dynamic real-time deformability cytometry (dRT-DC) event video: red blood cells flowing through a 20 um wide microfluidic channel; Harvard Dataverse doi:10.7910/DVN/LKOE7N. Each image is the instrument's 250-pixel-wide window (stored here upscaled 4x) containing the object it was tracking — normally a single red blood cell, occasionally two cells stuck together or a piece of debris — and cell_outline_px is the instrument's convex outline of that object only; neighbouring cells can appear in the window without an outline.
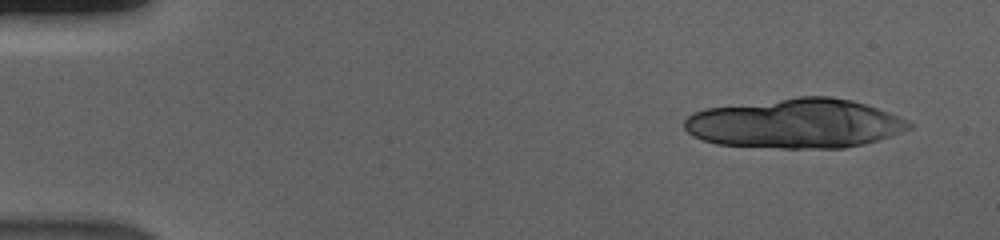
{"species": "human", "species_latin": "Homo sapiens", "temperature_condition": "cold", "stored_images_in_passage": 39, "segment_of_instrument_passage": [1, 2], "camera_frame_rate_fps": 3000, "um_per_image_px": 0.085, "donor": {"sex": "male"}, "frame": {"image": 1, "passage_image": 1, "time_ms": 0.0, "image_size_px": [1000, 240], "cell_outline_px": [[916, 124], [912, 128], [864, 144], [844, 148], [780, 148], [716, 144], [692, 136], [684, 128], [684, 120], [692, 112], [704, 108], [796, 96], [828, 96], [852, 100], [888, 112]], "centroid_in_image_um": [67.57, 10.49], "position_along_channel_um": 17.4, "area_um2": 65.08}}